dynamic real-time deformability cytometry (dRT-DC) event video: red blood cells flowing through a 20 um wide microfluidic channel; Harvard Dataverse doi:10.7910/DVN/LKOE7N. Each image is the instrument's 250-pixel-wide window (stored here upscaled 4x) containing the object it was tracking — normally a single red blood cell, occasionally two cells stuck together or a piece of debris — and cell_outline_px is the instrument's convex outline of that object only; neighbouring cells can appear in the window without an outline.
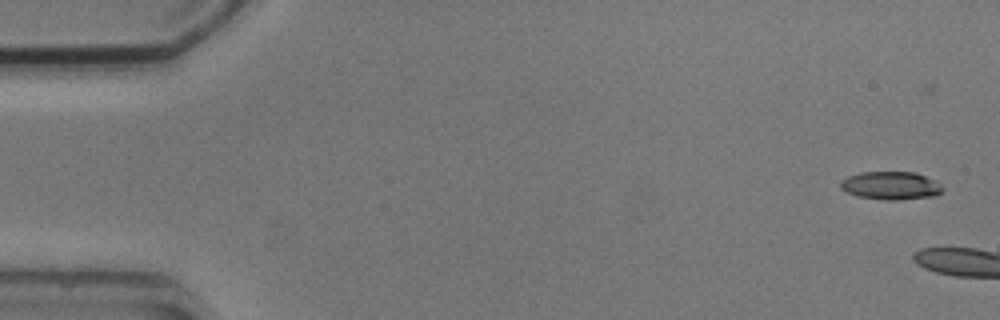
{"species": "common noctule bat (a hibernating species)", "species_latin": "Nyctalus noctula", "temperature_condition": "cold", "stored_images_in_passage": 4, "camera_frame_rate_fps": 3000, "um_per_image_px": 0.085, "animal": {"sex": "male", "body_mass_g": 20.5, "forearm_length_mm": 52.5}, "frame": {"image": 1, "passage_image": 1, "time_ms": 0.0, "image_size_px": [1000, 320], "cell_outline_px": [[944, 188], [936, 196], [896, 200], [884, 200], [856, 196], [840, 188], [840, 180], [848, 176], [860, 172], [916, 172], [936, 180]], "centroid_in_image_um": [75.72, 15.77], "position_along_channel_um": 9.3, "area_um2": 16.88}}